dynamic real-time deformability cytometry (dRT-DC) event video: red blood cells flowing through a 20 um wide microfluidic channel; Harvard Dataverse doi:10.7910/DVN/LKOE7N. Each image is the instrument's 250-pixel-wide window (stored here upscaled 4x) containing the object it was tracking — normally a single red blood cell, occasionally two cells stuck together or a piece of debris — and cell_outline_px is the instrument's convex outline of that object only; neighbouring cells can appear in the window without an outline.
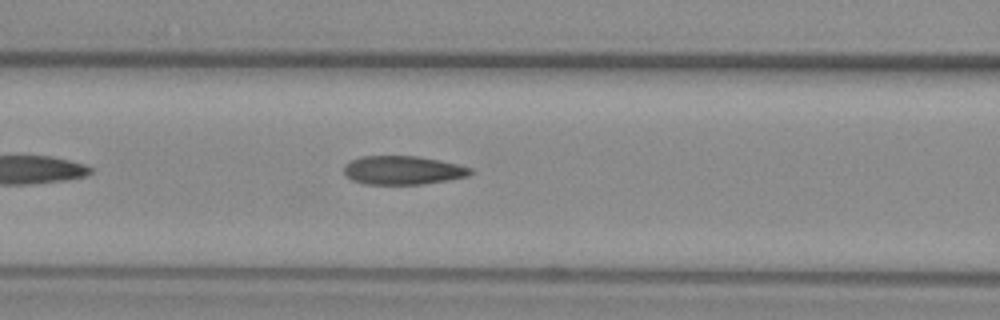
{"species": "common noctule bat (a hibernating species)", "species_latin": "Nyctalus noctula", "temperature_condition": "warm", "stored_images_in_passage": 33, "camera_frame_rate_fps": 3000, "um_per_image_px": 0.085, "animal": {"sex": "female", "body_mass_g": 29.2, "forearm_length_mm": 56.3}, "frame": {"image": 1, "passage_image": 9, "time_ms": 2.667, "image_size_px": [1000, 320], "cell_outline_px": [[472, 172], [468, 176], [448, 180], [424, 184], [364, 184], [352, 180], [344, 176], [344, 164], [348, 160], [360, 156], [416, 156], [440, 160], [472, 168]], "centroid_in_image_um": [34.18, 14.47], "position_along_channel_um": 132.4, "area_um2": 21.33}}
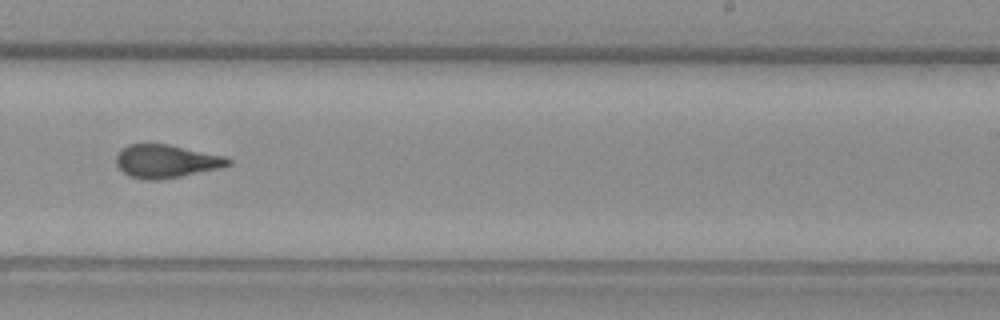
{"frame": {"image": 2, "passage_image": 20, "time_ms": 6.333, "image_size_px": [1000, 320], "cell_outline_px": [[232, 164], [220, 168], [160, 180], [144, 180], [128, 176], [116, 164], [116, 156], [128, 144], [168, 144], [224, 156], [232, 160]], "centroid_in_image_um": [14.13, 13.71], "position_along_channel_um": 274.9, "area_um2": 21.5}}
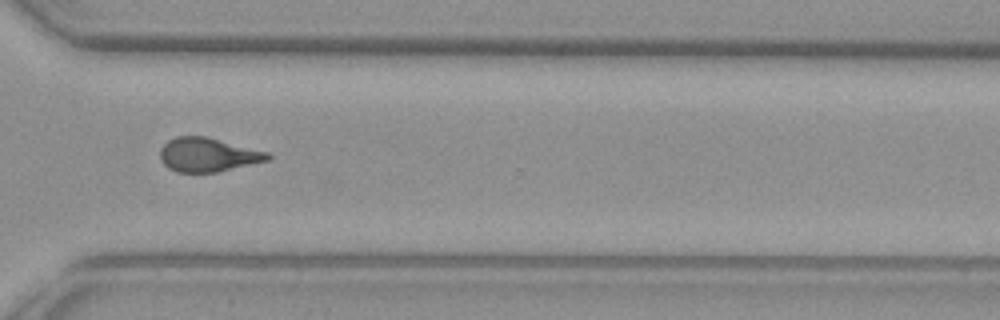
{"frame": {"image": 3, "passage_image": 26, "time_ms": 8.333, "image_size_px": [1000, 320], "cell_outline_px": [[272, 156], [268, 160], [216, 172], [176, 172], [168, 168], [160, 160], [160, 148], [168, 140], [176, 136], [208, 136], [268, 152]], "centroid_in_image_um": [17.64, 13.14], "position_along_channel_um": 353.0, "area_um2": 21.33}, "authors_computed_cell_mechanics": {"area_um2": 21.5016, "velocity_mm_per_s": 3.8957, "shape_relaxation_time_tau1_ms": 11.2901, "shape_relaxation_time_tau2_ms": 1.7017, "deformation_change_tau1": 0.2694, "deformation_change_tau2": 0.0904}}